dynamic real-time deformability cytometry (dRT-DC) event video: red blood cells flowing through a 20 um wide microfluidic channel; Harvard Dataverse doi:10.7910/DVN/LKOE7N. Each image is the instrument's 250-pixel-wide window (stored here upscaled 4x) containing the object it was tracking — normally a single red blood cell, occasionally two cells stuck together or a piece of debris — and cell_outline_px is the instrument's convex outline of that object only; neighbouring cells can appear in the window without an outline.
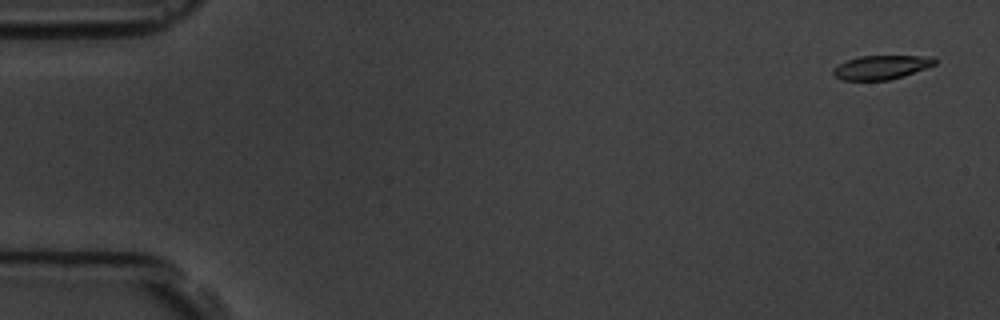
{"species": "common noctule bat (a hibernating species)", "species_latin": "Nyctalus noctula", "temperature_condition": "room temperature", "stored_images_in_passage": 5, "camera_frame_rate_fps": 3000, "um_per_image_px": 0.085, "animal": {"sex": "male", "body_mass_g": 19.5, "forearm_length_mm": 54.6}, "frame": {"image": 1, "passage_image": 1, "time_ms": 0.0, "image_size_px": [1000, 320], "cell_outline_px": [[936, 64], [904, 76], [888, 80], [840, 80], [832, 72], [832, 68], [848, 60], [860, 56], [936, 56]], "centroid_in_image_um": [74.93, 5.72], "position_along_channel_um": 10.1, "area_um2": 14.16}}
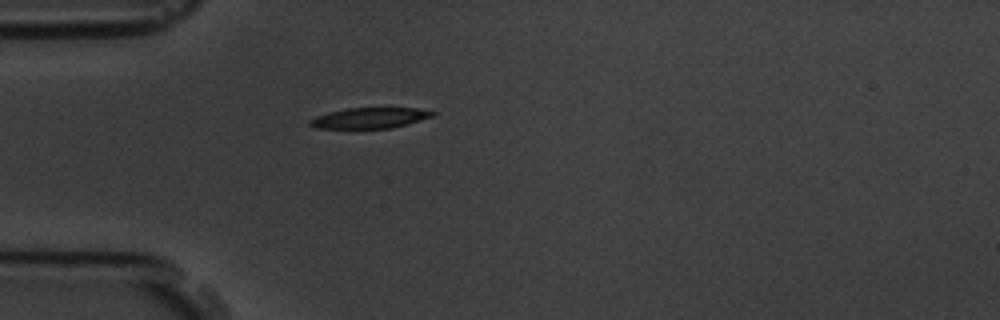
{"frame": {"image": 2, "passage_image": 5, "time_ms": 4.667, "image_size_px": [1000, 320], "cell_outline_px": [[436, 112], [432, 116], [408, 124], [392, 128], [316, 128], [308, 124], [308, 120], [316, 116], [328, 112], [348, 108], [416, 108]], "centroid_in_image_um": [31.39, 10.03], "position_along_channel_um": 53.6, "area_um2": 14.68}}